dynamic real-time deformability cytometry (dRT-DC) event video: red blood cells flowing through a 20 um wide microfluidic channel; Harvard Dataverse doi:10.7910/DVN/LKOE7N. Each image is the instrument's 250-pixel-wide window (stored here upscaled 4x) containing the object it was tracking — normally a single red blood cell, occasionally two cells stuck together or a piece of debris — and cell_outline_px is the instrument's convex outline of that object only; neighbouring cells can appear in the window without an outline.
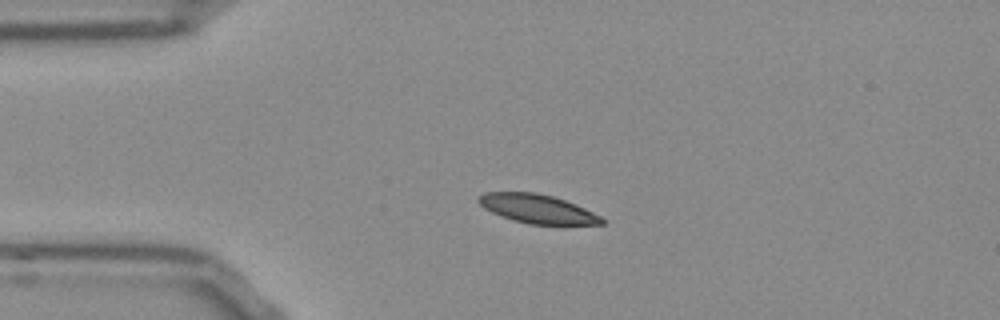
{"species": "Egyptian fruit bat (a non-hibernating species)", "species_latin": "Rousettus aegyptiacus", "temperature_condition": "room temperature", "stored_images_in_passage": 42, "camera_frame_rate_fps": 3000, "um_per_image_px": 0.085, "frame": {"image": 1, "passage_image": 1, "time_ms": 0.0, "image_size_px": [1000, 320], "cell_outline_px": [[604, 224], [528, 224], [512, 220], [500, 216], [484, 208], [476, 200], [476, 196], [484, 192], [536, 192], [552, 196], [576, 204], [600, 216], [604, 220]], "centroid_in_image_um": [45.61, 17.74], "position_along_channel_um": 39.4, "area_um2": 20.69}}
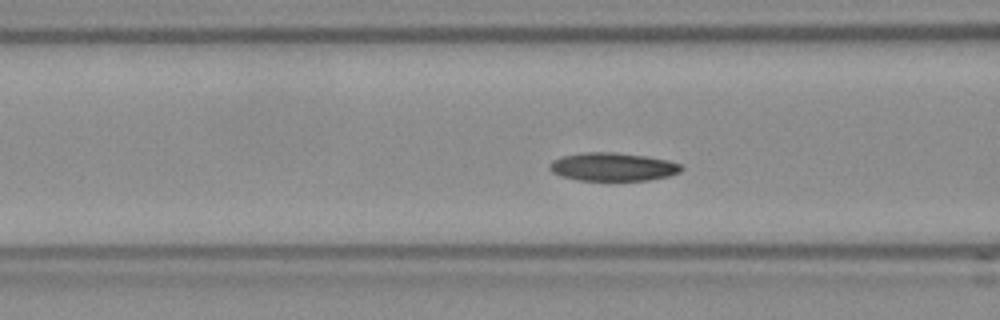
{"frame": {"image": 2, "passage_image": 9, "time_ms": 2.667, "image_size_px": [1000, 320], "cell_outline_px": [[684, 168], [680, 172], [668, 176], [648, 180], [576, 180], [560, 176], [552, 172], [548, 168], [548, 164], [552, 160], [560, 156], [584, 152], [616, 152], [648, 156], [668, 160], [680, 164]], "centroid_in_image_um": [52.05, 14.17], "position_along_channel_um": 114.5, "area_um2": 21.96}}
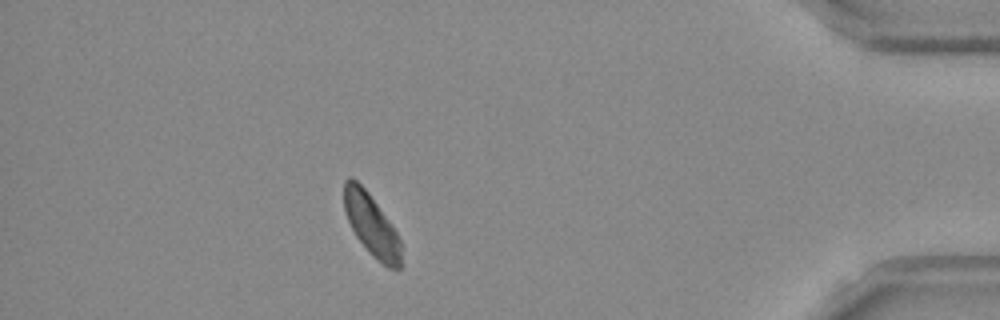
{"frame": {"image": 3, "passage_image": 36, "time_ms": 11.667, "image_size_px": [1000, 320], "cell_outline_px": [[400, 268], [388, 268], [376, 260], [368, 252], [356, 236], [348, 220], [344, 208], [344, 180], [348, 176], [352, 176], [368, 192], [388, 220], [396, 232], [400, 240]], "centroid_in_image_um": [31.54, 19.11], "position_along_channel_um": 403.7, "area_um2": 20.29}, "authors_computed_cell_mechanics": {"area_um2": 21.4727, "velocity_mm_per_s": 3.7723, "shape_relaxation_time_tau1_ms": 9.4142, "shape_relaxation_time_tau2_ms": null, "deformation_change_tau1": 0.1251, "deformation_change_tau2": null}}